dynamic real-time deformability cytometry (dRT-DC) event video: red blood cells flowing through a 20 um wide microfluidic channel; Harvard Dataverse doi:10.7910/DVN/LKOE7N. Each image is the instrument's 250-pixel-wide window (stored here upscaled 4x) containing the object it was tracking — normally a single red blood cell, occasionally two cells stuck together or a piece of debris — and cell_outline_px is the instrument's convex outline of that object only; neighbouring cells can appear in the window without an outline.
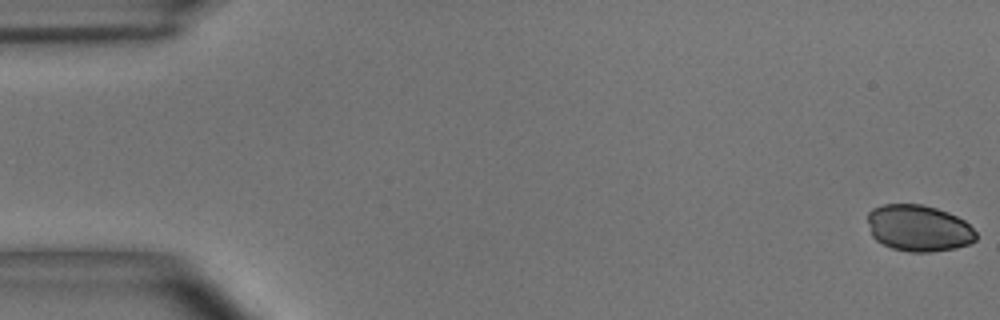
{"species": "common noctule bat (a hibernating species)", "species_latin": "Nyctalus noctula", "temperature_condition": "room temperature", "stored_images_in_passage": 5, "camera_frame_rate_fps": 3000, "um_per_image_px": 0.085, "animal": {"sex": "male", "body_mass_g": 15.6}, "frame": {"image": 1, "passage_image": 1, "time_ms": 0.0, "image_size_px": [1000, 320], "cell_outline_px": [[976, 240], [968, 244], [956, 248], [928, 252], [908, 252], [892, 248], [876, 240], [872, 236], [868, 220], [868, 212], [872, 208], [884, 204], [920, 204], [936, 208], [948, 212], [964, 220], [976, 232]], "centroid_in_image_um": [78.08, 19.39], "position_along_channel_um": 6.9, "area_um2": 29.3}}
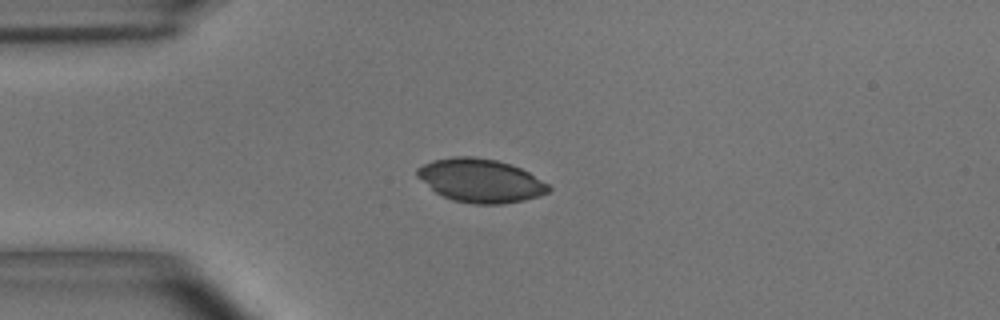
{"frame": {"image": 2, "passage_image": 4, "time_ms": 1.0, "image_size_px": [1000, 320], "cell_outline_px": [[552, 188], [548, 192], [540, 196], [524, 200], [504, 204], [472, 204], [452, 200], [436, 192], [416, 176], [416, 168], [432, 160], [452, 156], [472, 156], [496, 160], [512, 164], [528, 172], [548, 184]], "centroid_in_image_um": [40.84, 15.34], "position_along_channel_um": 44.2, "area_um2": 33.41}}